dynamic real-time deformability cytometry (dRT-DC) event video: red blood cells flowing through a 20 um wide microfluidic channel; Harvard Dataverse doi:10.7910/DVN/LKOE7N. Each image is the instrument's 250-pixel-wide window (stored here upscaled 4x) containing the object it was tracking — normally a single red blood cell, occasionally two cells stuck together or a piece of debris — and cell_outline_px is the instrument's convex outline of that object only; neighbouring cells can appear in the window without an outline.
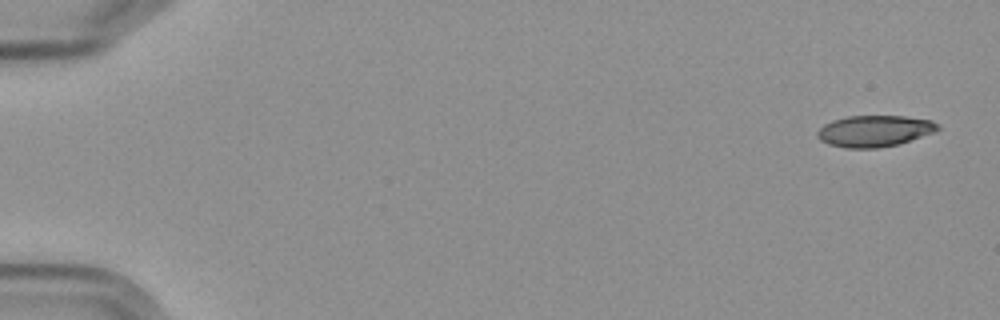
{"species": "Egyptian fruit bat (a non-hibernating species)", "species_latin": "Rousettus aegyptiacus", "temperature_condition": "cold", "stored_images_in_passage": 8, "camera_frame_rate_fps": 3000, "um_per_image_px": 0.085, "frame": {"image": 1, "passage_image": 1, "time_ms": 0.0, "image_size_px": [1000, 320], "cell_outline_px": [[940, 128], [932, 132], [896, 144], [876, 148], [848, 148], [828, 144], [820, 140], [816, 136], [816, 132], [824, 124], [832, 120], [848, 116], [904, 116], [932, 120], [940, 124]], "centroid_in_image_um": [74.28, 11.12], "position_along_channel_um": 10.7, "area_um2": 21.79}}
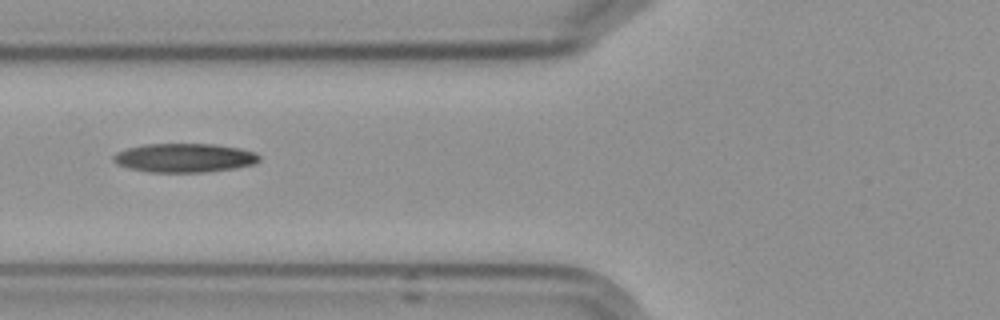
{"frame": {"image": 2, "passage_image": 7, "time_ms": 7.0, "image_size_px": [1000, 320], "cell_outline_px": [[260, 160], [256, 164], [236, 168], [204, 172], [148, 172], [128, 168], [116, 164], [112, 160], [112, 156], [116, 152], [128, 148], [144, 144], [216, 144], [240, 148], [256, 152], [260, 156]], "centroid_in_image_um": [15.69, 13.42], "position_along_channel_um": 110.1, "area_um2": 24.85}}
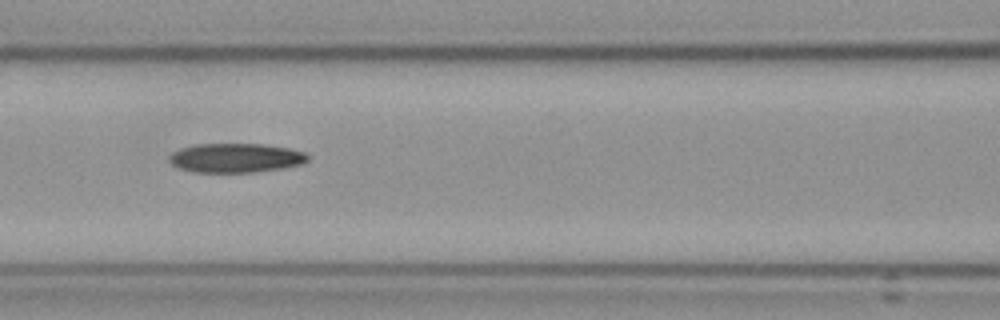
{"frame": {"image": 3, "passage_image": 8, "time_ms": 8.0, "image_size_px": [1000, 320], "cell_outline_px": [[308, 160], [300, 164], [280, 168], [256, 172], [196, 172], [180, 168], [172, 164], [168, 160], [168, 156], [172, 152], [180, 148], [196, 144], [264, 144], [288, 148], [304, 152], [308, 156]], "centroid_in_image_um": [20.0, 13.41], "position_along_channel_um": 146.6, "area_um2": 23.47}}